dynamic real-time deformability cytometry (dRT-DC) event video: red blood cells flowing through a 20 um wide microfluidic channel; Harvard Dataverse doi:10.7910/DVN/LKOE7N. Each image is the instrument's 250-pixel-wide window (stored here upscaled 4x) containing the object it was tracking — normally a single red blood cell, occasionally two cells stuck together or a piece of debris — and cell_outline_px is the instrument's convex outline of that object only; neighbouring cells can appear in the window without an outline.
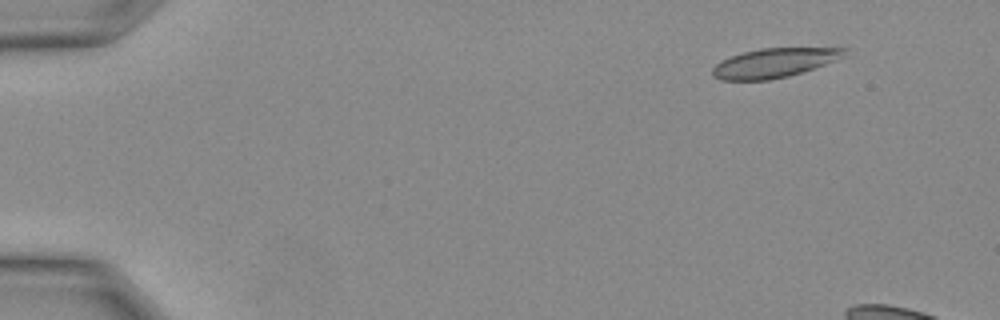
{"species": "Egyptian fruit bat (a non-hibernating species)", "species_latin": "Rousettus aegyptiacus", "temperature_condition": "warm", "stored_images_in_passage": 6, "camera_frame_rate_fps": 3000, "um_per_image_px": 0.085, "animal": {"sex": "female"}, "frame": {"image": 1, "passage_image": 1, "time_ms": 0.0, "image_size_px": [1000, 320], "cell_outline_px": [[848, 56], [788, 76], [768, 80], [720, 80], [712, 76], [712, 68], [716, 64], [732, 56], [744, 52], [760, 48], [848, 48]], "centroid_in_image_um": [65.83, 5.34], "position_along_channel_um": 19.2, "area_um2": 22.31}}